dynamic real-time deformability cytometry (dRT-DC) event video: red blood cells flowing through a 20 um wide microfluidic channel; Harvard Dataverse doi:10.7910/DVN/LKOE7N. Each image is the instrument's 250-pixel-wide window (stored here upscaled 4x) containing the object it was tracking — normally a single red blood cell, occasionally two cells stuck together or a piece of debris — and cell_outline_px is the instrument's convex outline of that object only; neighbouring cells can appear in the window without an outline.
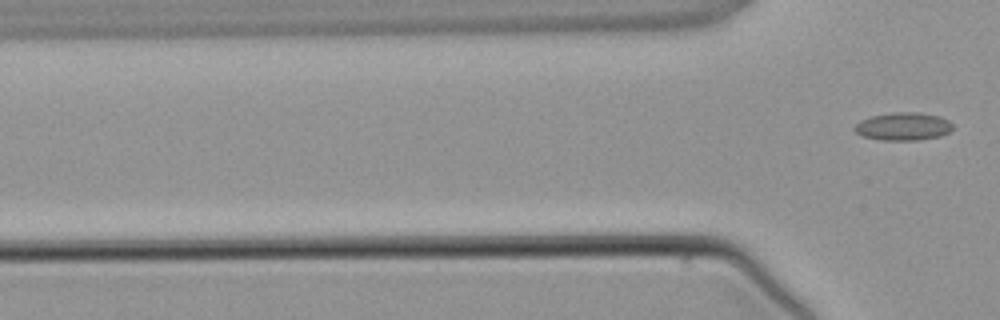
{"species": "common noctule bat (a hibernating species)", "species_latin": "Nyctalus noctula", "temperature_condition": "warm", "stored_images_in_passage": 4, "camera_frame_rate_fps": 3000, "um_per_image_px": 0.085, "animal": {"sex": "male", "body_mass_g": 21.5, "forearm_length_mm": 52.0}, "frame": {"image": 1, "passage_image": 4, "time_ms": 3.667, "image_size_px": [1000, 320], "cell_outline_px": [[952, 128], [948, 132], [940, 136], [920, 140], [880, 140], [864, 136], [856, 132], [852, 128], [860, 120], [872, 116], [892, 112], [920, 112], [940, 116], [948, 120], [952, 124]], "centroid_in_image_um": [76.77, 10.74], "position_along_channel_um": 49.0, "area_um2": 16.01}}